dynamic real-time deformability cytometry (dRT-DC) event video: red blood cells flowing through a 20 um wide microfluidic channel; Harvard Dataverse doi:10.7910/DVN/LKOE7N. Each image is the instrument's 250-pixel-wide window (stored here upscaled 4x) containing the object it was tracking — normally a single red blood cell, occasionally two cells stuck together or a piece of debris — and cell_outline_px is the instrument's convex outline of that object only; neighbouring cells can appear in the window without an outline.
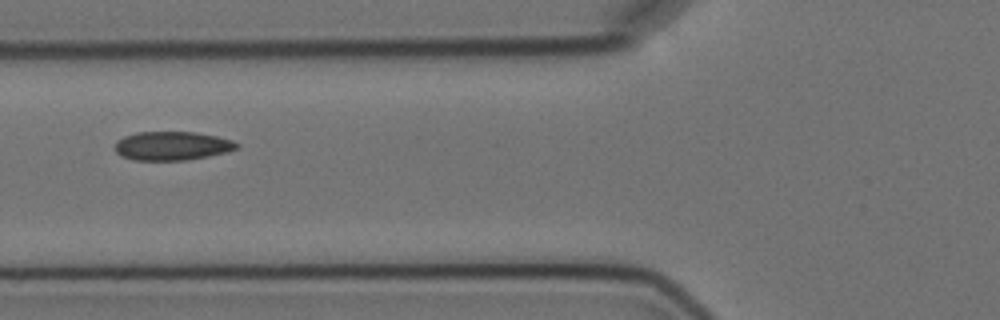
{"species": "Egyptian fruit bat (a non-hibernating species)", "species_latin": "Rousettus aegyptiacus", "temperature_condition": "cold", "stored_images_in_passage": 7, "camera_frame_rate_fps": 3000, "um_per_image_px": 0.085, "animal": {"sex": "female"}, "frame": {"image": 1, "passage_image": 6, "time_ms": 6.667, "image_size_px": [1000, 320], "cell_outline_px": [[240, 148], [208, 156], [184, 160], [132, 160], [120, 156], [116, 152], [116, 140], [124, 136], [136, 132], [196, 132], [216, 136], [232, 140], [240, 144]], "centroid_in_image_um": [14.61, 12.39], "position_along_channel_um": 111.2, "area_um2": 20.46}}
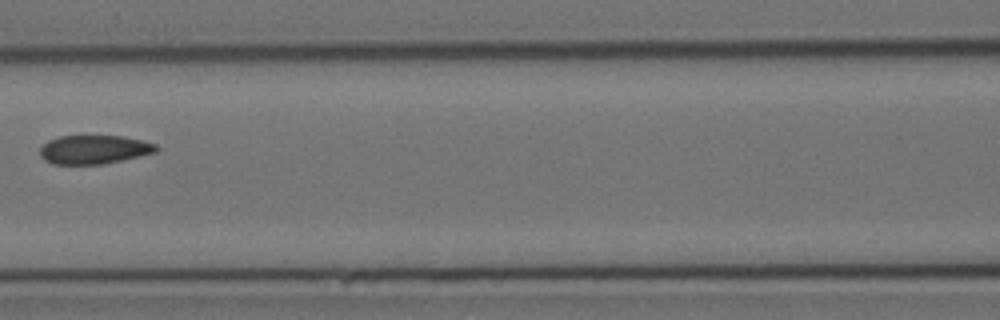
{"frame": {"image": 2, "passage_image": 7, "time_ms": 8.0, "image_size_px": [1000, 320], "cell_outline_px": [[160, 148], [156, 152], [140, 156], [100, 164], [52, 164], [44, 160], [40, 156], [40, 148], [48, 140], [60, 136], [124, 136], [144, 140], [156, 144]], "centroid_in_image_um": [8.01, 12.7], "position_along_channel_um": 158.6, "area_um2": 19.54}}